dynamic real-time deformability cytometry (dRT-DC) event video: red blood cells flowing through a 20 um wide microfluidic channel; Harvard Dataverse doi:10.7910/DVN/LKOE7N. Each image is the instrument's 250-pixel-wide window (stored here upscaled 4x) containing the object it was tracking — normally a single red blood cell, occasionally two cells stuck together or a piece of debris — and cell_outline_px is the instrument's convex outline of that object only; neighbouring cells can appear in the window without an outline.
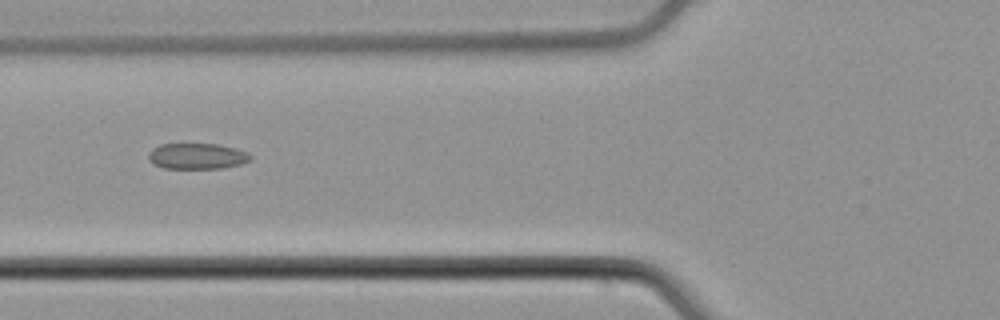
{"species": "common noctule bat (a hibernating species)", "species_latin": "Nyctalus noctula", "temperature_condition": "cold", "stored_images_in_passage": 7, "camera_frame_rate_fps": 3000, "um_per_image_px": 0.085, "animal": {"sex": "male", "body_mass_g": 21.5, "forearm_length_mm": 52.0}, "frame": {"image": 1, "passage_image": 5, "time_ms": 1.333, "image_size_px": [1000, 320], "cell_outline_px": [[252, 160], [240, 164], [220, 168], [164, 168], [152, 164], [148, 160], [148, 152], [152, 148], [160, 144], [216, 144], [236, 148], [248, 152], [252, 156]], "centroid_in_image_um": [16.73, 13.27], "position_along_channel_um": 109.1, "area_um2": 15.49}}
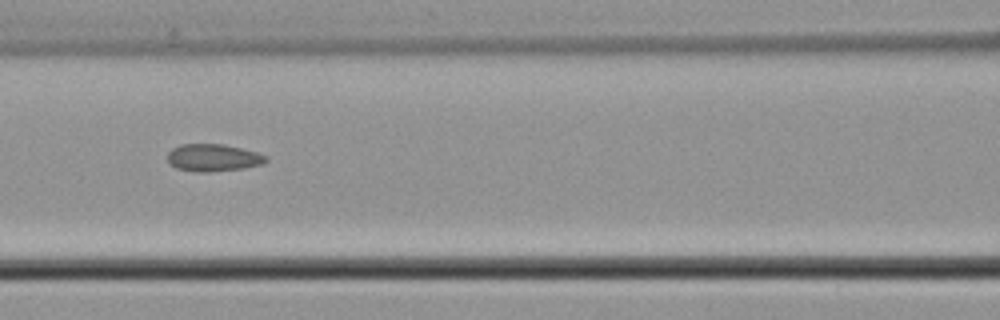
{"frame": {"image": 2, "passage_image": 6, "time_ms": 1.667, "image_size_px": [1000, 320], "cell_outline_px": [[268, 160], [264, 164], [244, 168], [208, 172], [196, 172], [176, 168], [168, 164], [168, 152], [172, 148], [180, 144], [224, 144], [256, 152], [268, 156]], "centroid_in_image_um": [18.11, 13.41], "position_along_channel_um": 148.5, "area_um2": 15.84}}
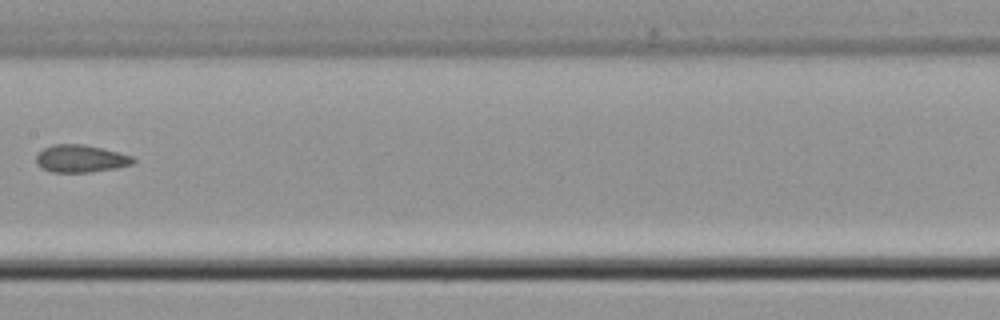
{"frame": {"image": 3, "passage_image": 7, "time_ms": 2.0, "image_size_px": [1000, 320], "cell_outline_px": [[136, 160], [132, 164], [116, 168], [88, 172], [52, 172], [40, 168], [36, 164], [36, 156], [44, 148], [52, 144], [84, 144], [132, 156]], "centroid_in_image_um": [6.82, 13.49], "position_along_channel_um": 200.6, "area_um2": 15.43}}